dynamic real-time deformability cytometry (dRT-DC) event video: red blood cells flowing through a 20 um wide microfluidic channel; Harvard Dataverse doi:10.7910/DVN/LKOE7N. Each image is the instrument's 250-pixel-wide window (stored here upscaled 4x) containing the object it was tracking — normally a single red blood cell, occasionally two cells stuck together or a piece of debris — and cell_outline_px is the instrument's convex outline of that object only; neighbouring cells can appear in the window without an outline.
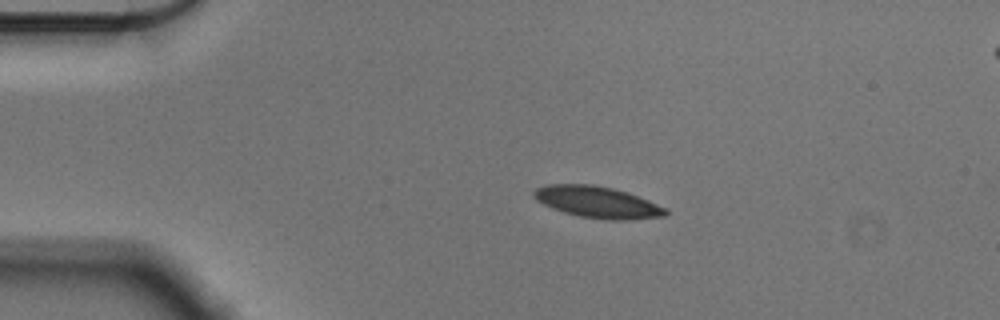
{"species": "Egyptian fruit bat (a non-hibernating species)", "species_latin": "Rousettus aegyptiacus", "temperature_condition": "cold", "stored_images_in_passage": 46, "camera_frame_rate_fps": 3000, "um_per_image_px": 0.085, "animal": {"sex": "male"}, "frame": {"image": 1, "passage_image": 1, "time_ms": 0.0, "image_size_px": [1000, 320], "cell_outline_px": [[668, 216], [632, 220], [608, 220], [580, 216], [564, 212], [552, 208], [536, 200], [532, 196], [532, 192], [536, 188], [548, 184], [592, 184], [612, 188], [628, 192], [668, 208]], "centroid_in_image_um": [50.82, 17.18], "position_along_channel_um": 34.2, "area_um2": 24.45}}
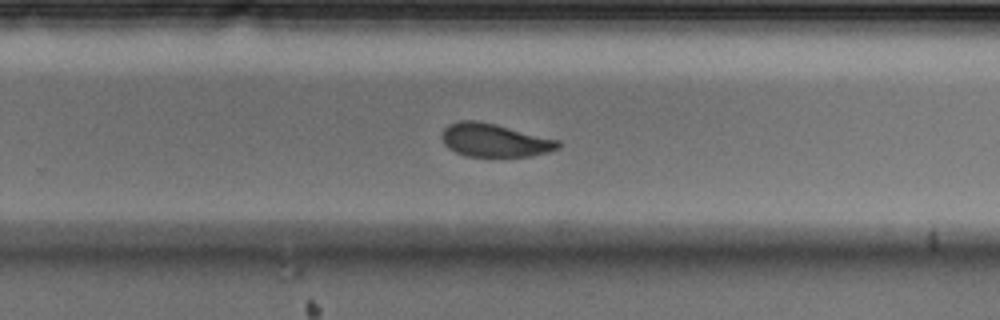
{"frame": {"image": 2, "passage_image": 26, "time_ms": 8.333, "image_size_px": [1000, 320], "cell_outline_px": [[560, 148], [548, 152], [532, 156], [468, 156], [456, 152], [448, 148], [444, 144], [440, 136], [444, 128], [448, 124], [456, 120], [476, 120], [496, 124], [560, 140]], "centroid_in_image_um": [42.02, 11.91], "position_along_channel_um": 287.8, "area_um2": 22.72}}
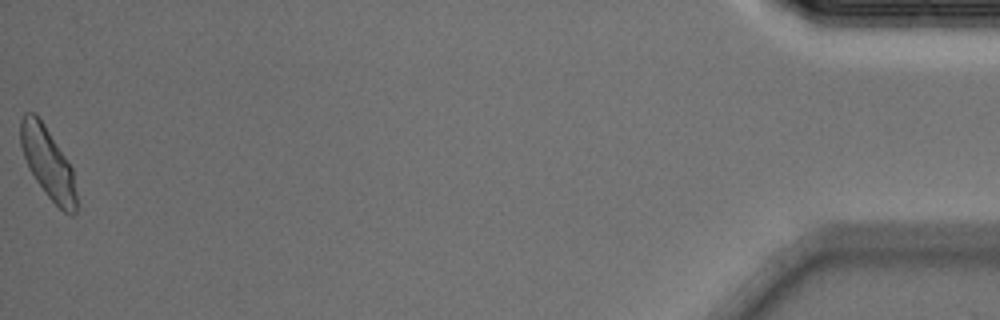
{"frame": {"image": 3, "passage_image": 46, "time_ms": 15.0, "image_size_px": [1000, 320], "cell_outline_px": [[76, 212], [72, 216], [64, 212], [48, 196], [36, 180], [28, 168], [20, 144], [20, 120], [24, 112], [36, 112], [44, 124], [72, 168], [76, 192]], "centroid_in_image_um": [4.05, 13.82], "position_along_channel_um": 431.2, "area_um2": 22.89}, "authors_computed_cell_mechanics": {"area_um2": 23.7269, "velocity_mm_per_s": 3.5639, "shape_relaxation_time_tau1_ms": 3.4686, "shape_relaxation_time_tau2_ms": 2.9996, "deformation_change_tau1": 0.1142, "deformation_change_tau2": 0.0733}}